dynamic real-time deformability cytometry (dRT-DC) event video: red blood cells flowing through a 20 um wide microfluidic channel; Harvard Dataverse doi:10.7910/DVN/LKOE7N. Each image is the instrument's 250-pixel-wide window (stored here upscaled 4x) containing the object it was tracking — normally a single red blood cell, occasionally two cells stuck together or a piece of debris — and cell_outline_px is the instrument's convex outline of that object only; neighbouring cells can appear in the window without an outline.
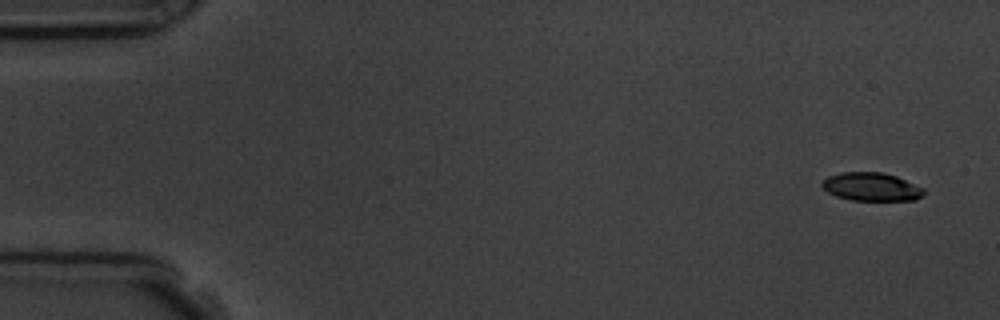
{"species": "common noctule bat (a hibernating species)", "species_latin": "Nyctalus noctula", "temperature_condition": "room temperature", "stored_images_in_passage": 5, "camera_frame_rate_fps": 3000, "um_per_image_px": 0.085, "animal": {"sex": "male", "body_mass_g": 19.5, "forearm_length_mm": 54.6}, "frame": {"image": 1, "passage_image": 1, "time_ms": 0.0, "image_size_px": [1000, 320], "cell_outline_px": [[924, 192], [916, 200], [852, 200], [836, 196], [828, 192], [820, 184], [820, 180], [828, 176], [840, 172], [884, 172], [896, 176], [924, 188]], "centroid_in_image_um": [74.02, 15.86], "position_along_channel_um": 11.0, "area_um2": 16.82}}
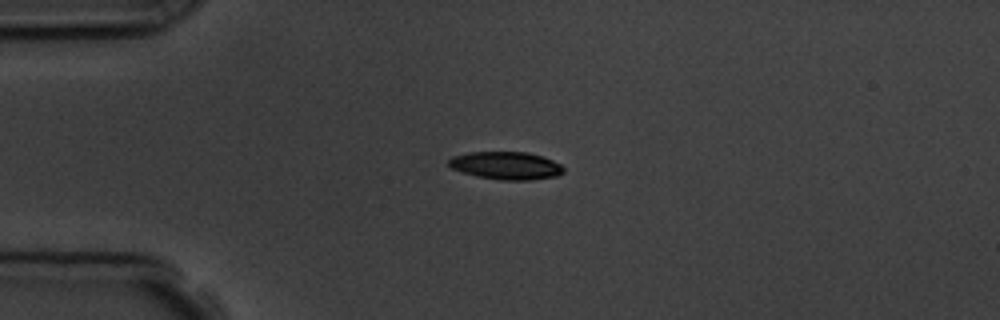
{"frame": {"image": 2, "passage_image": 4, "time_ms": 3.667, "image_size_px": [1000, 320], "cell_outline_px": [[564, 172], [556, 176], [532, 180], [500, 180], [476, 176], [452, 168], [448, 164], [448, 160], [452, 156], [468, 152], [528, 152], [544, 156], [560, 164], [564, 168]], "centroid_in_image_um": [43.03, 14.07], "position_along_channel_um": 42.0, "area_um2": 18.67}}